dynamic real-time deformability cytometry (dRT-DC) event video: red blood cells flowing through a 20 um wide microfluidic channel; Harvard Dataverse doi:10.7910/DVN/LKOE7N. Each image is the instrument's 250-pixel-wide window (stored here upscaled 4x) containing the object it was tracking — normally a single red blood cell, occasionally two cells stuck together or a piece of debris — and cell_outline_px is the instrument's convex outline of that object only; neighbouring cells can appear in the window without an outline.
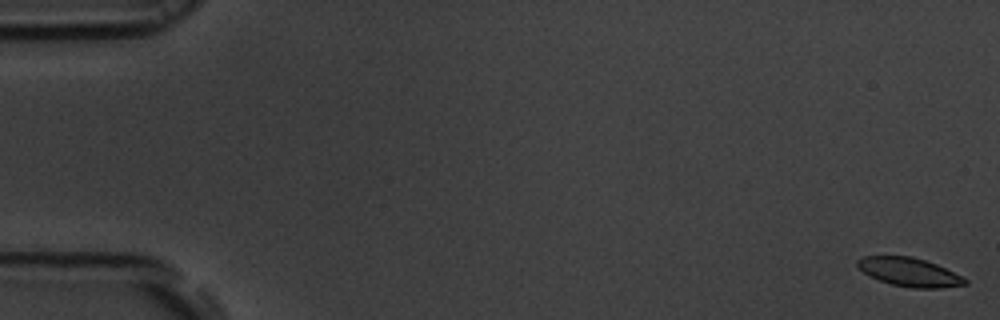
{"species": "common noctule bat (a hibernating species)", "species_latin": "Nyctalus noctula", "temperature_condition": "room temperature", "stored_images_in_passage": 56, "camera_frame_rate_fps": 3000, "um_per_image_px": 0.085, "animal": {"sex": "male", "body_mass_g": 19.5, "forearm_length_mm": 54.6}, "frame": {"image": 1, "passage_image": 1, "time_ms": 0.0, "image_size_px": [1000, 320], "cell_outline_px": [[968, 284], [940, 288], [912, 288], [892, 284], [868, 276], [856, 264], [856, 260], [864, 256], [912, 256], [936, 264], [968, 280]], "centroid_in_image_um": [77.27, 23.13], "position_along_channel_um": 7.7, "area_um2": 17.74}}
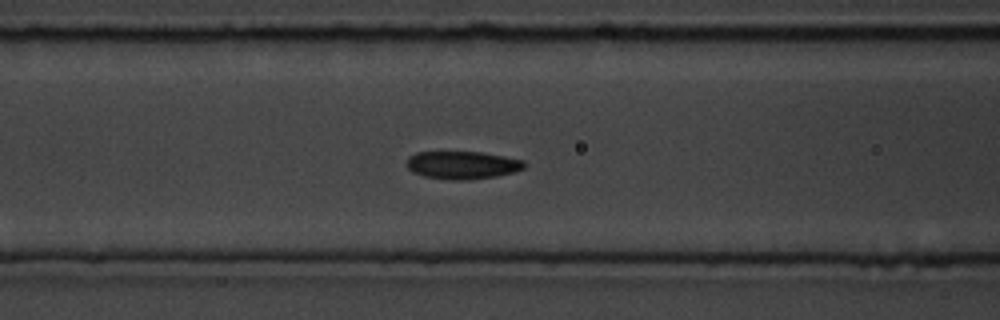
{"frame": {"image": 2, "passage_image": 23, "time_ms": 7.333, "image_size_px": [1000, 320], "cell_outline_px": [[524, 168], [512, 172], [496, 176], [468, 180], [452, 180], [424, 176], [412, 172], [408, 168], [408, 156], [416, 152], [480, 152], [504, 156], [524, 160]], "centroid_in_image_um": [39.28, 14.03], "position_along_channel_um": 127.3, "area_um2": 18.96}}
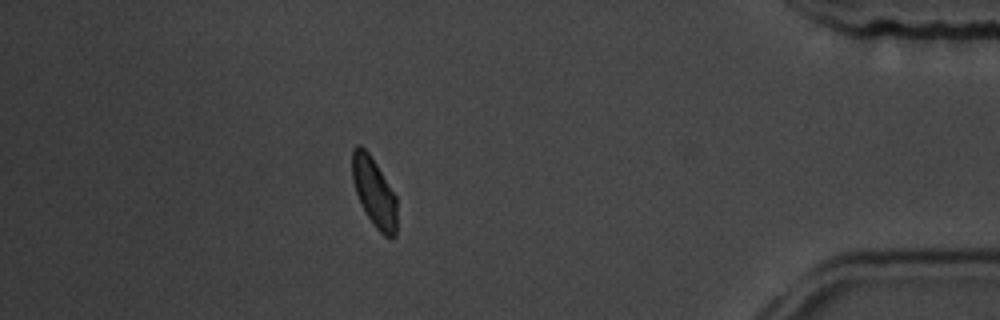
{"frame": {"image": 3, "passage_image": 49, "time_ms": 16.0, "image_size_px": [1000, 320], "cell_outline_px": [[396, 236], [392, 240], [384, 236], [376, 228], [360, 204], [352, 180], [352, 148], [356, 144], [360, 144], [368, 152], [376, 164], [396, 196]], "centroid_in_image_um": [31.79, 16.35], "position_along_channel_um": 403.4, "area_um2": 18.03}, "authors_computed_cell_mechanics": {"area_um2": 19.1318, "velocity_mm_per_s": 3.6947, "shape_relaxation_time_tau1_ms": 2.51, "shape_relaxation_time_tau2_ms": 3.4147, "deformation_change_tau1": 0.0757, "deformation_change_tau2": 0.078}}